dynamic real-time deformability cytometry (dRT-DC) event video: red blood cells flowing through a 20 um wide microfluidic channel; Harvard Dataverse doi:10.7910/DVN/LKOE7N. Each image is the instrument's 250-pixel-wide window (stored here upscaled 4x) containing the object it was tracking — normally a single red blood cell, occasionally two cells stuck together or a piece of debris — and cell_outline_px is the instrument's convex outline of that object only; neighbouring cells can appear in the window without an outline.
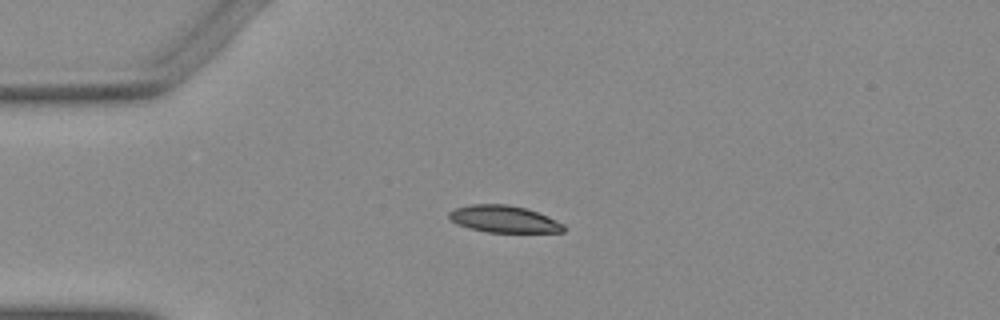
{"species": "Egyptian fruit bat (a non-hibernating species)", "species_latin": "Rousettus aegyptiacus", "temperature_condition": "warm", "stored_images_in_passage": 40, "camera_frame_rate_fps": 3000, "um_per_image_px": 0.085, "animal": {"sex": "female"}, "frame": {"image": 1, "passage_image": 1, "time_ms": 0.0, "image_size_px": [1000, 320], "cell_outline_px": [[564, 232], [488, 232], [468, 228], [456, 224], [448, 216], [448, 212], [456, 208], [472, 204], [508, 204], [524, 208], [548, 216], [564, 224]], "centroid_in_image_um": [42.81, 18.62], "position_along_channel_um": 42.2, "area_um2": 17.92}}
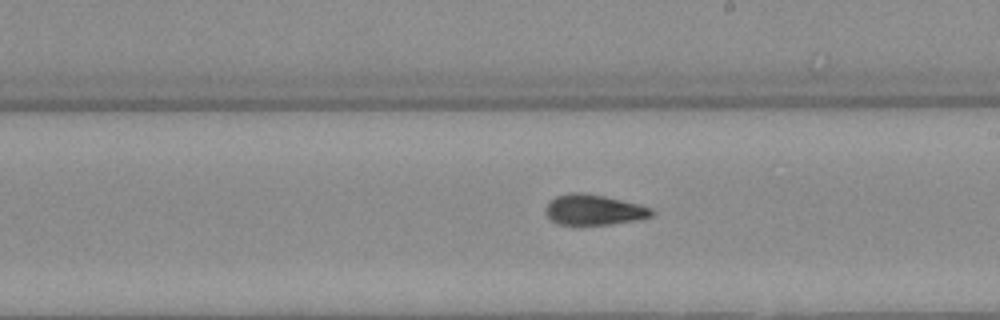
{"frame": {"image": 2, "passage_image": 18, "time_ms": 5.667, "image_size_px": [1000, 320], "cell_outline_px": [[652, 216], [636, 220], [612, 224], [556, 224], [548, 216], [544, 208], [556, 196], [572, 192], [584, 192], [604, 196], [640, 204], [652, 208]], "centroid_in_image_um": [50.48, 17.82], "position_along_channel_um": 238.5, "area_um2": 18.67}}
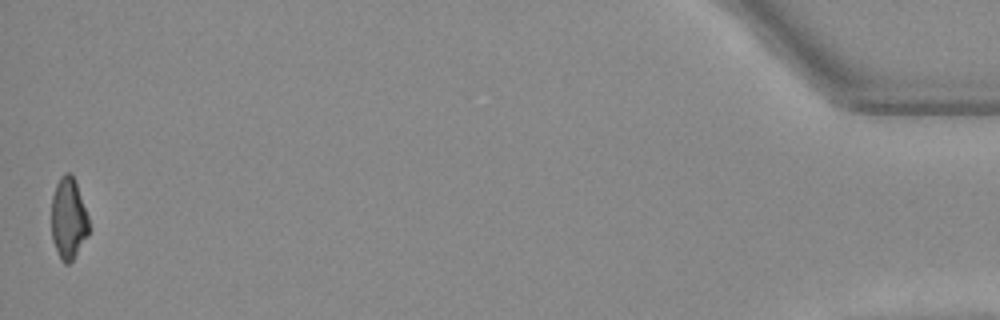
{"frame": {"image": 3, "passage_image": 40, "time_ms": 13.0, "image_size_px": [1000, 320], "cell_outline_px": [[88, 236], [72, 260], [68, 264], [64, 264], [60, 260], [52, 240], [52, 196], [56, 184], [60, 176], [64, 172], [72, 172], [88, 216]], "centroid_in_image_um": [5.81, 18.57], "position_along_channel_um": 429.4, "area_um2": 17.8}}